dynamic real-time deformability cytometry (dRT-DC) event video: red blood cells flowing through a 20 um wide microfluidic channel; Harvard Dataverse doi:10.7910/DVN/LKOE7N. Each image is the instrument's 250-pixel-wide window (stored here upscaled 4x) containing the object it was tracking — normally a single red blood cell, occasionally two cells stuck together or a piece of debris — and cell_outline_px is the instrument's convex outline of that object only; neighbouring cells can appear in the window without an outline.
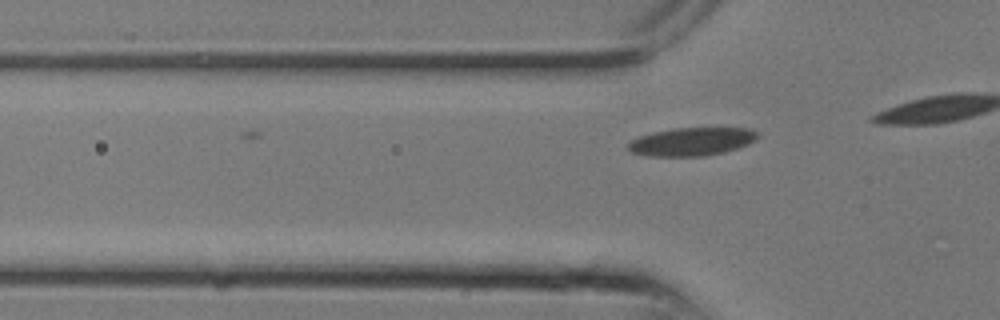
{"species": "common noctule bat (a hibernating species)", "species_latin": "Nyctalus noctula", "temperature_condition": "room temperature", "stored_images_in_passage": 3, "camera_frame_rate_fps": 3000, "um_per_image_px": 0.085, "animal": {"sex": "male", "body_mass_g": 13.3}, "frame": {"image": 1, "passage_image": 3, "time_ms": 0.667, "image_size_px": [1000, 320], "cell_outline_px": [[760, 136], [756, 140], [748, 144], [724, 152], [704, 156], [648, 156], [632, 152], [628, 148], [628, 144], [632, 140], [640, 136], [656, 132], [676, 128], [748, 128], [756, 132]], "centroid_in_image_um": [58.83, 12.04], "position_along_channel_um": 67.0, "area_um2": 21.04}}